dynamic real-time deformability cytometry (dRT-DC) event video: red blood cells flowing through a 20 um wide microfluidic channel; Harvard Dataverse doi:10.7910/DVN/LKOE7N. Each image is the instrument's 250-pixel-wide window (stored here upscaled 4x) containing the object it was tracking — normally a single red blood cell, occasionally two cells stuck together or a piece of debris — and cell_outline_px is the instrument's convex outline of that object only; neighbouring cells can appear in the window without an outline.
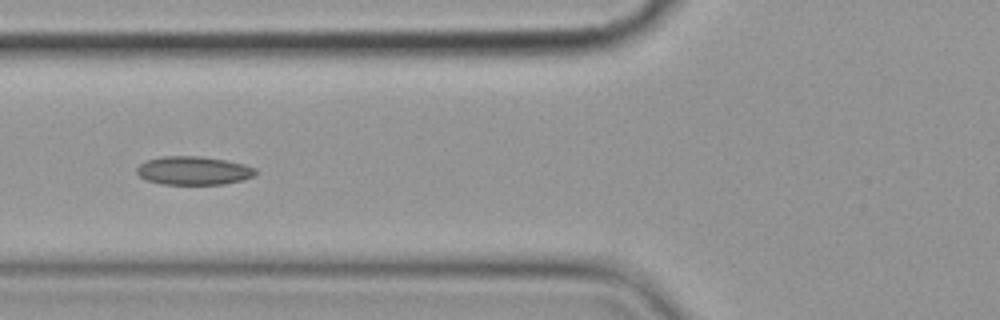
{"species": "common noctule bat (a hibernating species)", "species_latin": "Nyctalus noctula", "temperature_condition": "cold", "stored_images_in_passage": 4, "camera_frame_rate_fps": 3000, "um_per_image_px": 0.085, "animal": {"sex": "female", "body_mass_g": 19.9}, "frame": {"image": 1, "passage_image": 2, "time_ms": 1.333, "image_size_px": [1000, 320], "cell_outline_px": [[256, 176], [224, 184], [160, 184], [148, 180], [140, 176], [136, 172], [136, 168], [144, 160], [160, 156], [200, 156], [224, 160], [244, 164], [256, 168]], "centroid_in_image_um": [16.43, 14.49], "position_along_channel_um": 109.4, "area_um2": 19.77}}
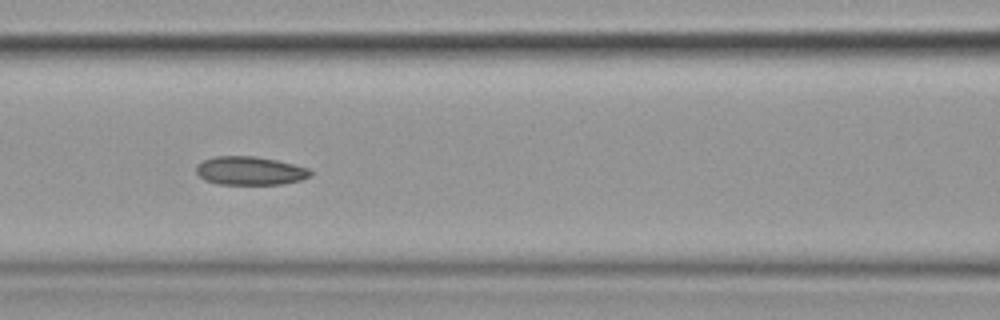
{"frame": {"image": 2, "passage_image": 3, "time_ms": 2.333, "image_size_px": [1000, 320], "cell_outline_px": [[312, 176], [300, 180], [284, 184], [216, 184], [204, 180], [196, 172], [196, 164], [204, 160], [216, 156], [256, 156], [276, 160], [308, 168], [312, 172]], "centroid_in_image_um": [21.24, 14.52], "position_along_channel_um": 145.4, "area_um2": 19.02}}
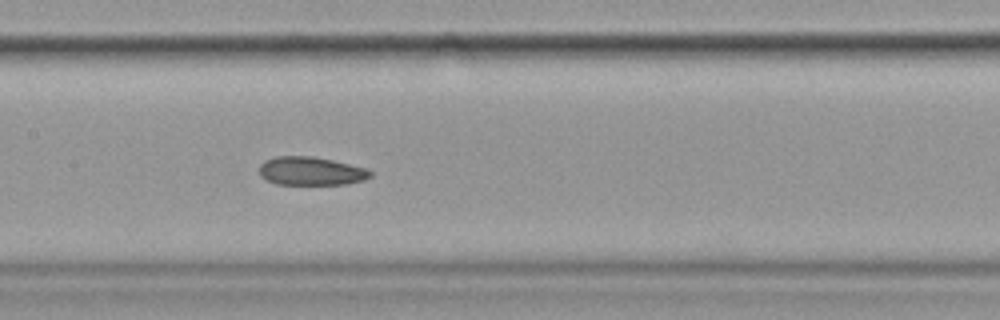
{"frame": {"image": 3, "passage_image": 4, "time_ms": 3.333, "image_size_px": [1000, 320], "cell_outline_px": [[372, 176], [364, 180], [348, 184], [276, 184], [260, 176], [260, 164], [264, 160], [276, 156], [312, 156], [332, 160], [368, 168], [372, 172]], "centroid_in_image_um": [26.45, 14.54], "position_along_channel_um": 180.9, "area_um2": 18.5}}